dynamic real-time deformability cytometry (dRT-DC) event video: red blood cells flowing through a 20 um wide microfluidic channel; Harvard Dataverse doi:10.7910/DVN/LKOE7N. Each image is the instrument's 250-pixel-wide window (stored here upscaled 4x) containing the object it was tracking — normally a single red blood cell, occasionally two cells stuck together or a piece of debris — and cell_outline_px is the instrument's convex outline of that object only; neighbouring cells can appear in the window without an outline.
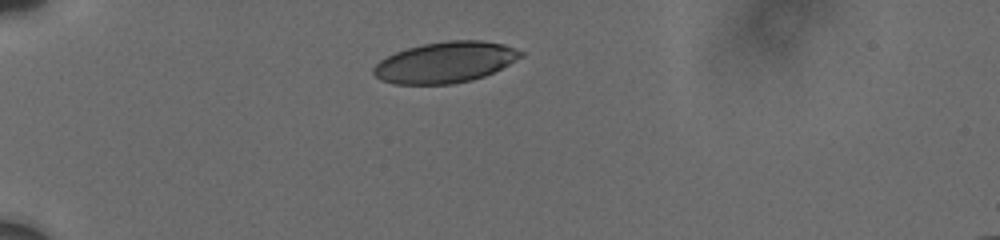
{"species": "human", "species_latin": "Homo sapiens", "temperature_condition": "cold", "stored_images_in_passage": 3, "camera_frame_rate_fps": 3000, "um_per_image_px": 0.085, "donor": {"sex": "male"}, "frame": {"image": 1, "passage_image": 1, "time_ms": 0.0, "image_size_px": [1000, 240], "cell_outline_px": [[524, 56], [484, 76], [472, 80], [452, 84], [392, 84], [380, 80], [372, 72], [372, 68], [380, 60], [396, 52], [408, 48], [424, 44], [448, 40], [484, 40], [504, 44], [524, 52]], "centroid_in_image_um": [37.84, 5.29], "position_along_channel_um": 47.2, "area_um2": 35.08}}
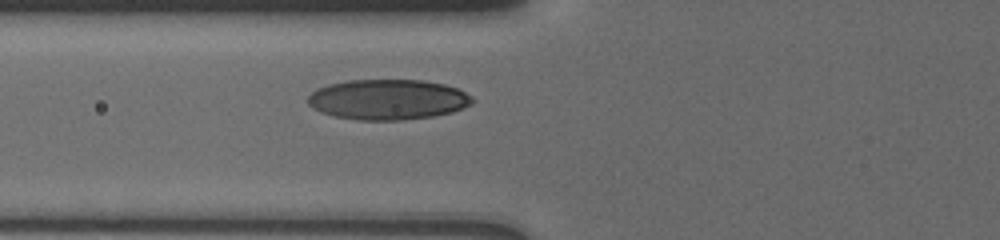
{"frame": {"image": 2, "passage_image": 3, "time_ms": 2.333, "image_size_px": [1000, 240], "cell_outline_px": [[476, 100], [472, 104], [452, 112], [432, 116], [400, 120], [360, 120], [336, 116], [320, 112], [312, 108], [308, 104], [308, 96], [316, 88], [328, 84], [348, 80], [420, 80], [444, 84], [456, 88], [472, 96]], "centroid_in_image_um": [32.96, 8.45], "position_along_channel_um": 92.8, "area_um2": 38.67}}